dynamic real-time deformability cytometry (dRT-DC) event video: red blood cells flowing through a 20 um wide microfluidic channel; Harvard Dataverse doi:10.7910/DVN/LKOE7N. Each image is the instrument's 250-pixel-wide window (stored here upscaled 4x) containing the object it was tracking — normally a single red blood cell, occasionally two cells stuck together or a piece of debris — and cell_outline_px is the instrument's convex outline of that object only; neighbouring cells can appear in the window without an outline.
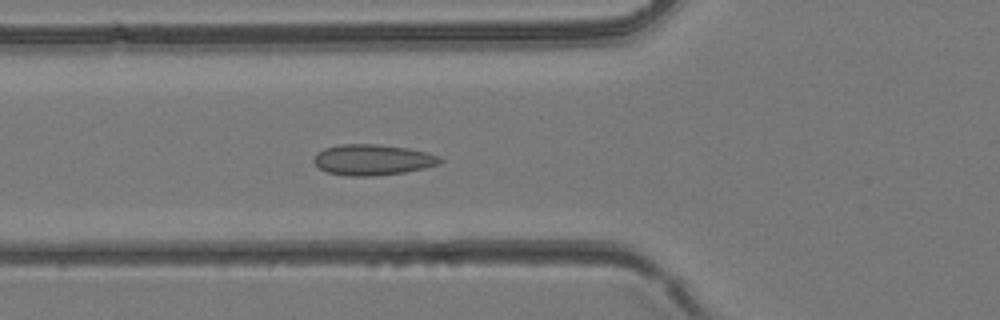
{"species": "common noctule bat (a hibernating species)", "species_latin": "Nyctalus noctula", "temperature_condition": "room temperature", "stored_images_in_passage": 43, "camera_frame_rate_fps": 3000, "um_per_image_px": 0.085, "animal": {"sex": "female", "body_mass_g": 24.6, "forearm_length_mm": 56.2}, "frame": {"image": 1, "passage_image": 16, "time_ms": 5.0, "image_size_px": [1000, 320], "cell_outline_px": [[444, 160], [436, 164], [424, 168], [404, 172], [372, 176], [348, 176], [328, 172], [320, 168], [312, 160], [324, 148], [340, 144], [376, 144], [408, 148], [428, 152], [440, 156]], "centroid_in_image_um": [31.69, 13.57], "position_along_channel_um": 94.1, "area_um2": 22.48}}
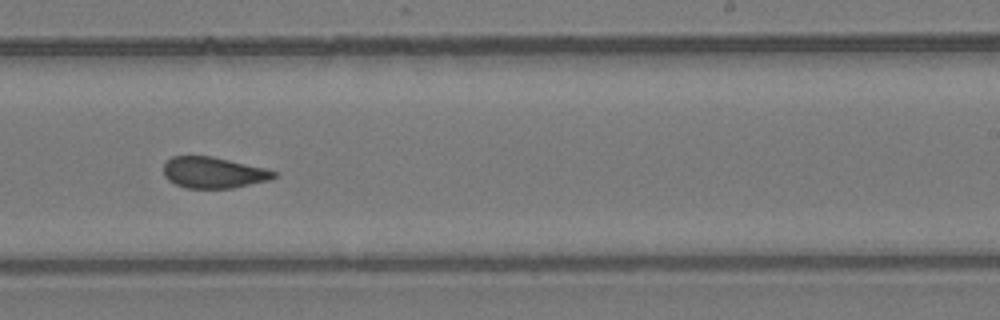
{"frame": {"image": 2, "passage_image": 27, "time_ms": 8.667, "image_size_px": [1000, 320], "cell_outline_px": [[276, 176], [268, 180], [232, 188], [184, 188], [168, 180], [164, 176], [164, 164], [172, 156], [212, 156], [264, 168], [276, 172]], "centroid_in_image_um": [18.1, 14.67], "position_along_channel_um": 270.9, "area_um2": 19.83}}
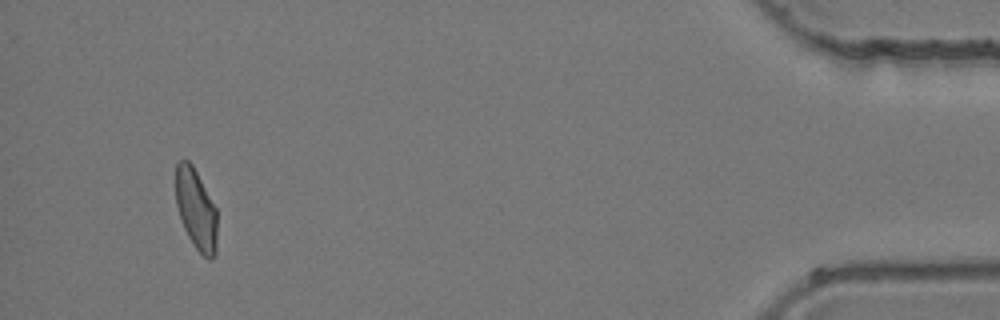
{"frame": {"image": 3, "passage_image": 41, "time_ms": 13.333, "image_size_px": [1000, 320], "cell_outline_px": [[216, 256], [212, 260], [208, 260], [192, 244], [184, 228], [176, 204], [176, 164], [180, 160], [188, 160], [192, 164], [216, 208]], "centroid_in_image_um": [16.66, 17.82], "position_along_channel_um": 418.5, "area_um2": 19.36}}